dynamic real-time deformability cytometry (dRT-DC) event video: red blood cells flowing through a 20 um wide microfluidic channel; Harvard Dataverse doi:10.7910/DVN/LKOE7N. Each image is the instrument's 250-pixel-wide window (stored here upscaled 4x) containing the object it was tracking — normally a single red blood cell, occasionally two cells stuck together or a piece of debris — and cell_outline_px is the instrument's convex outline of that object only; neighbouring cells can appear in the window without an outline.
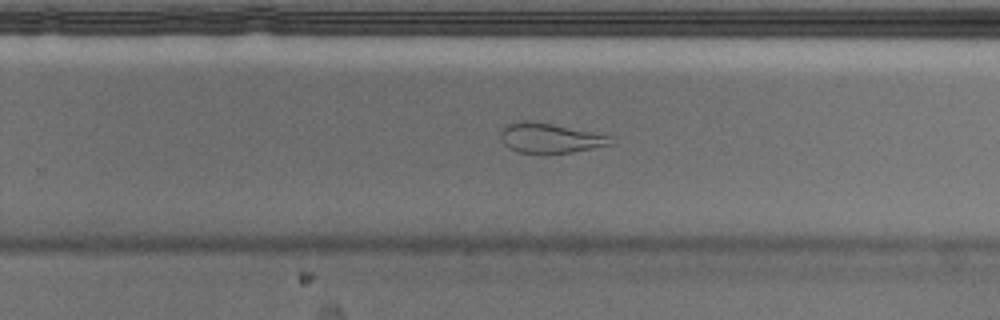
{"species": "Egyptian fruit bat (a non-hibernating species)", "species_latin": "Rousettus aegyptiacus", "temperature_condition": "cold", "stored_images_in_passage": 36, "camera_frame_rate_fps": 3000, "um_per_image_px": 0.085, "animal": {"sex": "male"}, "frame": {"image": 1, "passage_image": 26, "time_ms": 8.333, "image_size_px": [1000, 320], "cell_outline_px": [[612, 144], [572, 152], [520, 152], [508, 148], [504, 144], [500, 136], [500, 132], [508, 124], [516, 120], [532, 120], [552, 124], [608, 136]], "centroid_in_image_um": [46.65, 11.71], "position_along_channel_um": 283.1, "area_um2": 18.55}}